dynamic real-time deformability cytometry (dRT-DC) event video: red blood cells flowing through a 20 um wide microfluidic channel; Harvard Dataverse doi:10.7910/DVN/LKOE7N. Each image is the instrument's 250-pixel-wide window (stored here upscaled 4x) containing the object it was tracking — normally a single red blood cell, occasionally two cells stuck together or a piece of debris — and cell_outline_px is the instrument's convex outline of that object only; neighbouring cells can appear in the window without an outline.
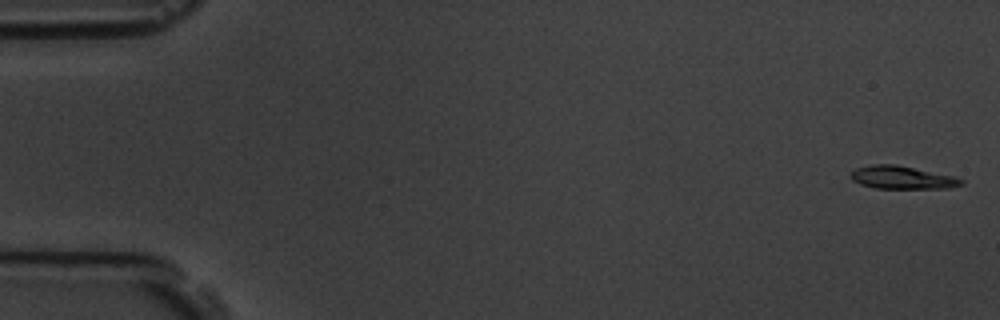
{"species": "common noctule bat (a hibernating species)", "species_latin": "Nyctalus noctula", "temperature_condition": "room temperature", "stored_images_in_passage": 10, "camera_frame_rate_fps": 3000, "um_per_image_px": 0.085, "animal": {"sex": "male", "body_mass_g": 19.5, "forearm_length_mm": 54.6}, "frame": {"image": 1, "passage_image": 1, "time_ms": 0.0, "image_size_px": [1000, 320], "cell_outline_px": [[964, 184], [948, 188], [876, 188], [860, 184], [852, 180], [848, 176], [856, 168], [872, 164], [896, 164], [952, 176], [964, 180]], "centroid_in_image_um": [76.64, 15.08], "position_along_channel_um": 8.4, "area_um2": 14.68}}